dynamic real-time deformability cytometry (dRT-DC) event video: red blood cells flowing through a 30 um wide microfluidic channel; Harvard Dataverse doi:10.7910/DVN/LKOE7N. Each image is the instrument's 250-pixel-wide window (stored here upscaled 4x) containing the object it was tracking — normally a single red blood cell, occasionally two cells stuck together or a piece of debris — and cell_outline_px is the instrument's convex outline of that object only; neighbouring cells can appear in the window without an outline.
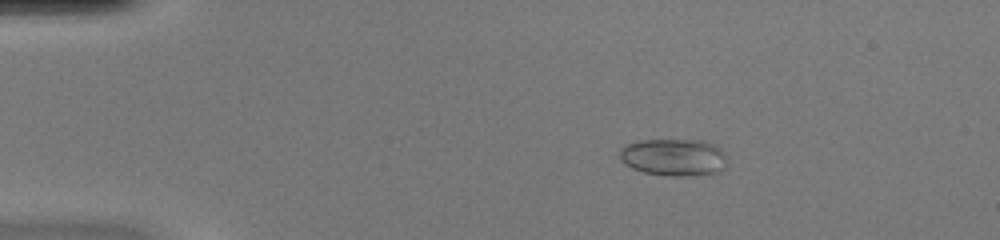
{"species": "common noctule bat (a hibernating species)", "species_latin": "Nyctalus noctula", "temperature_condition": "warm", "stored_images_in_passage": 50, "camera_frame_rate_fps": 3000, "um_per_image_px": 0.085, "animal": {"sex": "female", "body_mass_g": 20.0, "forearm_length_mm": 54.0}, "frame": {"image": 1, "passage_image": 10, "time_ms": 3.0, "image_size_px": [1000, 240], "cell_outline_px": [[728, 156], [724, 168], [716, 172], [692, 176], [668, 176], [644, 172], [632, 168], [624, 164], [620, 160], [620, 148], [624, 144], [636, 140], [704, 140], [716, 144]], "centroid_in_image_um": [57.27, 13.35], "position_along_channel_um": 27.7, "area_um2": 23.76}}
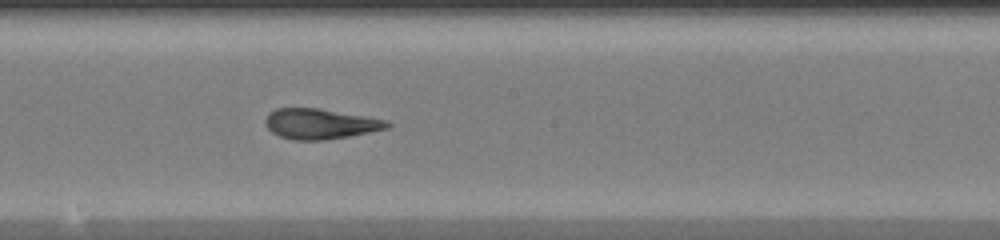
{"frame": {"image": 2, "passage_image": 29, "time_ms": 9.333, "image_size_px": [1000, 240], "cell_outline_px": [[392, 124], [388, 128], [348, 136], [324, 140], [296, 140], [280, 136], [272, 132], [264, 124], [264, 120], [268, 112], [276, 108], [320, 108], [388, 120]], "centroid_in_image_um": [27.2, 10.51], "position_along_channel_um": 221.0, "area_um2": 21.56}}
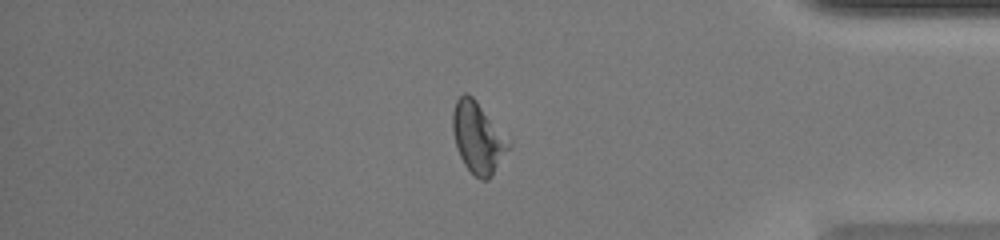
{"frame": {"image": 3, "passage_image": 43, "time_ms": 14.0, "image_size_px": [1000, 240], "cell_outline_px": [[512, 148], [492, 176], [488, 180], [480, 180], [472, 176], [464, 164], [460, 156], [452, 132], [452, 112], [456, 100], [464, 92], [468, 92], [476, 100], [512, 140]], "centroid_in_image_um": [40.68, 11.73], "position_along_channel_um": 394.5, "area_um2": 23.99}, "authors_computed_cell_mechanics": {"area_um2": 22.8021, "velocity_mm_per_s": 4.2509, "shape_relaxation_time_tau1_ms": null, "shape_relaxation_time_tau2_ms": 1.9342, "deformation_change_tau1": null, "deformation_change_tau2": 0.1096}}